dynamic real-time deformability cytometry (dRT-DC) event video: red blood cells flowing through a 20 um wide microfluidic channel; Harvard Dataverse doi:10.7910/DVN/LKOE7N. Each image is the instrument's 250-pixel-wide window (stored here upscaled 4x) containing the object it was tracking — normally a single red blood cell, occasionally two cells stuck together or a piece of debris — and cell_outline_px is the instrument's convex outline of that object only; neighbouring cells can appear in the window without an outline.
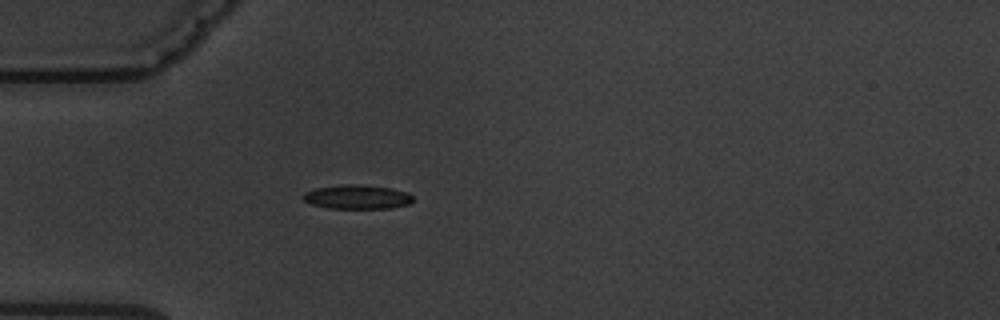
{"species": "common noctule bat (a hibernating species)", "species_latin": "Nyctalus noctula", "temperature_condition": "warm", "stored_images_in_passage": 1, "camera_frame_rate_fps": 3000, "um_per_image_px": 0.085, "animal": {"sex": "male", "body_mass_g": 19.5, "forearm_length_mm": 54.6}, "frame": {"image": 1, "passage_image": 1, "time_ms": 0.0, "image_size_px": [1000, 320], "cell_outline_px": [[412, 204], [392, 208], [328, 208], [312, 204], [304, 200], [300, 196], [304, 192], [316, 188], [340, 184], [360, 184], [392, 188], [408, 192], [412, 196]], "centroid_in_image_um": [30.37, 16.73], "position_along_channel_um": 54.6, "area_um2": 15.66}}